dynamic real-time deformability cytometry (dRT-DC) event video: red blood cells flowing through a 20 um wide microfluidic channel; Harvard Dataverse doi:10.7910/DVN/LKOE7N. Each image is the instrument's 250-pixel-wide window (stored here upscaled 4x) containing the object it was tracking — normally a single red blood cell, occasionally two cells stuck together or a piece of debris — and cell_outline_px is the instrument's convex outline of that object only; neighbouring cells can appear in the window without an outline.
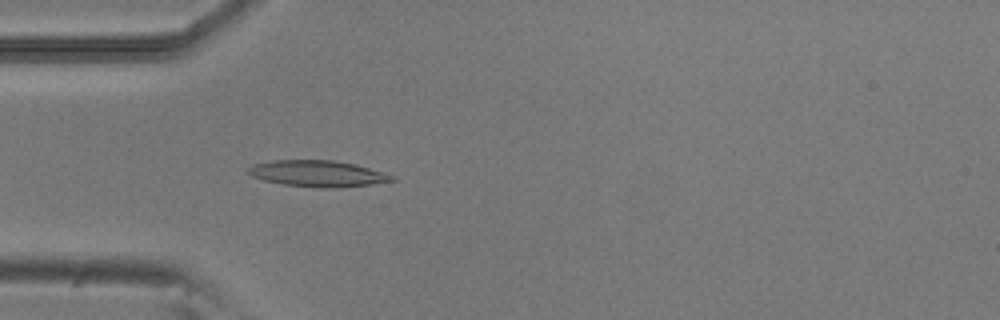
{"species": "common noctule bat (a hibernating species)", "species_latin": "Nyctalus noctula", "temperature_condition": "room temperature", "stored_images_in_passage": 2, "camera_frame_rate_fps": 3000, "um_per_image_px": 0.085, "animal": {"sex": "male", "body_mass_g": 20.5, "forearm_length_mm": 52.5}, "frame": {"image": 1, "passage_image": 2, "time_ms": 0.333, "image_size_px": [1000, 320], "cell_outline_px": [[396, 180], [368, 184], [336, 188], [320, 188], [284, 184], [264, 180], [252, 176], [248, 172], [248, 168], [252, 164], [272, 160], [332, 160], [356, 164], [396, 176]], "centroid_in_image_um": [27.0, 14.75], "position_along_channel_um": 58.0, "area_um2": 21.91}}